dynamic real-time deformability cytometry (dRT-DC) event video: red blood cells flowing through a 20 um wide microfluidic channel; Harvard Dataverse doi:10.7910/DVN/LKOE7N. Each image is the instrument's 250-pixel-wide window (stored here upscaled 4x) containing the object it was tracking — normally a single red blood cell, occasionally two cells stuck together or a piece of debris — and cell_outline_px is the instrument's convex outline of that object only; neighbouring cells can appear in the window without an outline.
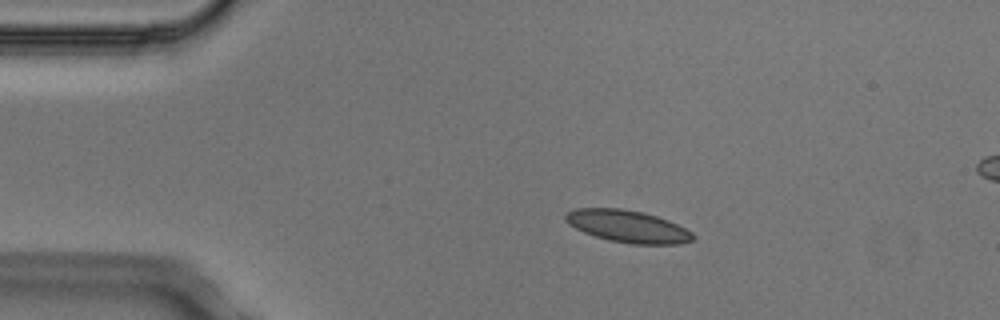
{"species": "Egyptian fruit bat (a non-hibernating species)", "species_latin": "Rousettus aegyptiacus", "temperature_condition": "cold", "stored_images_in_passage": 4, "camera_frame_rate_fps": 3000, "um_per_image_px": 0.085, "animal": {"sex": "male"}, "frame": {"image": 1, "passage_image": 2, "time_ms": 0.333, "image_size_px": [1000, 320], "cell_outline_px": [[696, 236], [692, 240], [680, 244], [632, 244], [608, 240], [584, 232], [568, 224], [564, 220], [564, 212], [576, 208], [620, 208], [644, 212], [668, 220], [692, 232]], "centroid_in_image_um": [53.33, 19.23], "position_along_channel_um": 31.7, "area_um2": 23.99}}